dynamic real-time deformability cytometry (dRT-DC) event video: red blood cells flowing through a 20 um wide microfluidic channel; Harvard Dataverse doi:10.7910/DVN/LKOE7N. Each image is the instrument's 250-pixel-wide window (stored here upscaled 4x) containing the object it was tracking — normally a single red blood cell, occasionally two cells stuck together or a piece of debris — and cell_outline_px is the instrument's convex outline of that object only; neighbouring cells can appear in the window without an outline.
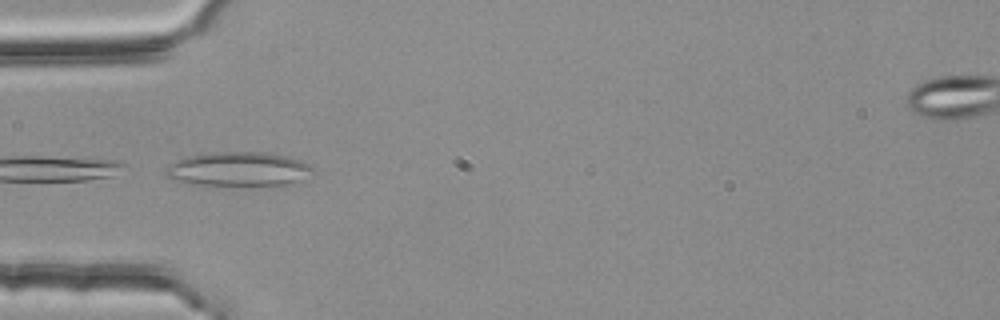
{"species": "common noctule bat (a hibernating species)", "species_latin": "Nyctalus noctula", "temperature_condition": "room temperature", "stored_images_in_passage": 3, "camera_frame_rate_fps": 3000, "um_per_image_px": 0.085, "animal": {"sex": "female", "body_mass_g": 25.1}, "frame": {"image": 1, "passage_image": 1, "time_ms": 0.0, "image_size_px": [1000, 320], "cell_outline_px": [[312, 168], [288, 188], [188, 184], [172, 180], [164, 172], [164, 168], [168, 164], [184, 156], [212, 152], [264, 152], [284, 156], [300, 160], [308, 164]], "centroid_in_image_um": [20.2, 14.42], "position_along_channel_um": 64.8, "area_um2": 30.23}}